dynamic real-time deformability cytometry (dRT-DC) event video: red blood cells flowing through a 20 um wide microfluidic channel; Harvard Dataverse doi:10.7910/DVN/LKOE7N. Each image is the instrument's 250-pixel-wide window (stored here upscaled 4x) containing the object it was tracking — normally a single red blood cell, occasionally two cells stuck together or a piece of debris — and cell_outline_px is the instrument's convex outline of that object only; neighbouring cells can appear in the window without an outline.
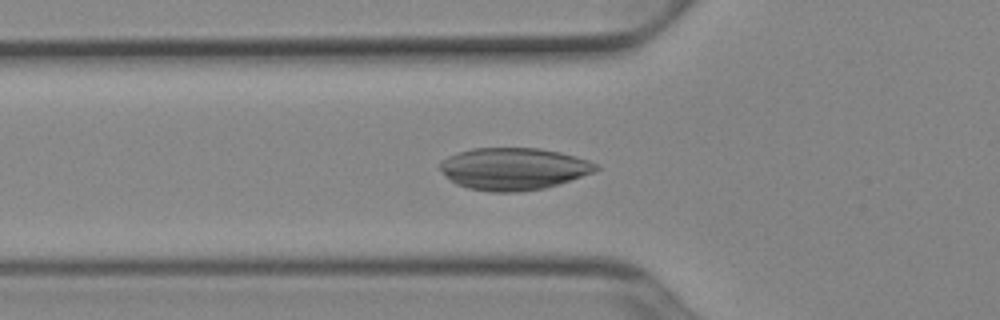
{"species": "Egyptian fruit bat (a non-hibernating species)", "species_latin": "Rousettus aegyptiacus", "temperature_condition": "cold", "stored_images_in_passage": 49, "camera_frame_rate_fps": 3000, "um_per_image_px": 0.085, "animal": {"sex": "female"}, "frame": {"image": 1, "passage_image": 15, "time_ms": 4.667, "image_size_px": [1000, 320], "cell_outline_px": [[600, 168], [596, 172], [560, 184], [544, 188], [520, 192], [492, 192], [468, 188], [456, 184], [440, 168], [440, 164], [448, 156], [472, 148], [540, 148], [560, 152], [588, 160], [596, 164]], "centroid_in_image_um": [43.71, 14.35], "position_along_channel_um": 82.1, "area_um2": 38.21}}
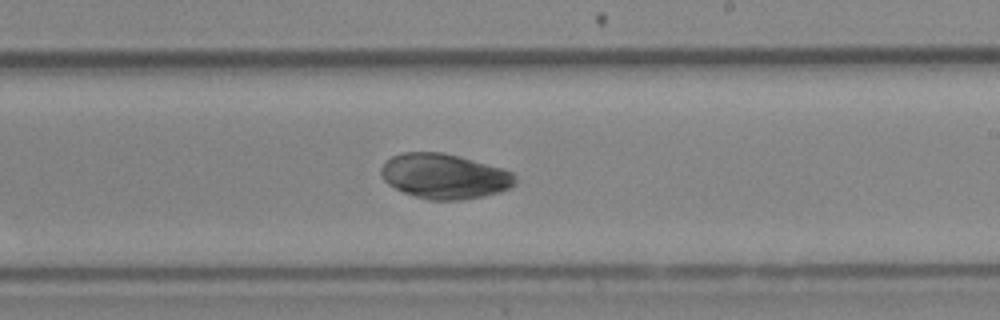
{"frame": {"image": 2, "passage_image": 28, "time_ms": 9.0, "image_size_px": [1000, 320], "cell_outline_px": [[516, 184], [500, 192], [484, 196], [460, 200], [428, 200], [404, 192], [388, 184], [380, 176], [380, 168], [392, 156], [400, 152], [444, 152], [460, 156], [500, 168], [512, 172], [516, 176]], "centroid_in_image_um": [37.77, 14.97], "position_along_channel_um": 251.2, "area_um2": 35.2}}
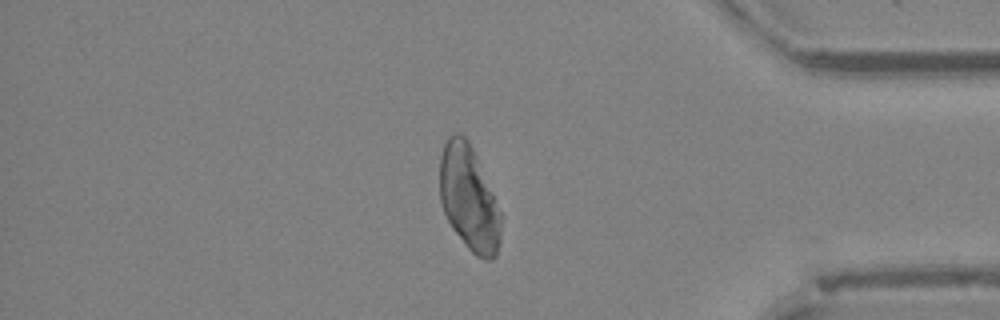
{"frame": {"image": 3, "passage_image": 41, "time_ms": 13.333, "image_size_px": [1000, 320], "cell_outline_px": [[500, 240], [496, 256], [492, 260], [484, 260], [476, 256], [468, 248], [452, 228], [444, 212], [440, 200], [440, 156], [444, 144], [448, 136], [452, 132], [460, 132], [468, 140], [476, 156], [500, 212]], "centroid_in_image_um": [39.83, 16.85], "position_along_channel_um": 395.4, "area_um2": 37.11}}